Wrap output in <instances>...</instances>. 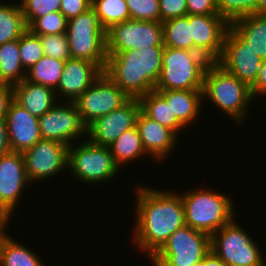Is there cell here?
<instances>
[{"label":"cell","instance_id":"obj_9","mask_svg":"<svg viewBox=\"0 0 266 266\" xmlns=\"http://www.w3.org/2000/svg\"><path fill=\"white\" fill-rule=\"evenodd\" d=\"M211 251V236L187 225L177 229L150 259L152 266H192Z\"/></svg>","mask_w":266,"mask_h":266},{"label":"cell","instance_id":"obj_4","mask_svg":"<svg viewBox=\"0 0 266 266\" xmlns=\"http://www.w3.org/2000/svg\"><path fill=\"white\" fill-rule=\"evenodd\" d=\"M213 190L202 187L181 193L186 225L210 236L236 217L233 199Z\"/></svg>","mask_w":266,"mask_h":266},{"label":"cell","instance_id":"obj_11","mask_svg":"<svg viewBox=\"0 0 266 266\" xmlns=\"http://www.w3.org/2000/svg\"><path fill=\"white\" fill-rule=\"evenodd\" d=\"M106 39L107 53L164 45L163 25L160 21L129 19L117 23L107 30Z\"/></svg>","mask_w":266,"mask_h":266},{"label":"cell","instance_id":"obj_22","mask_svg":"<svg viewBox=\"0 0 266 266\" xmlns=\"http://www.w3.org/2000/svg\"><path fill=\"white\" fill-rule=\"evenodd\" d=\"M229 29L258 57L266 59V12L238 18Z\"/></svg>","mask_w":266,"mask_h":266},{"label":"cell","instance_id":"obj_25","mask_svg":"<svg viewBox=\"0 0 266 266\" xmlns=\"http://www.w3.org/2000/svg\"><path fill=\"white\" fill-rule=\"evenodd\" d=\"M115 163L121 168L131 162L148 157L144 150L137 126L124 131L110 146Z\"/></svg>","mask_w":266,"mask_h":266},{"label":"cell","instance_id":"obj_18","mask_svg":"<svg viewBox=\"0 0 266 266\" xmlns=\"http://www.w3.org/2000/svg\"><path fill=\"white\" fill-rule=\"evenodd\" d=\"M103 72L104 70L96 63L84 59H67L55 90L58 101L65 100L66 102H73L88 89Z\"/></svg>","mask_w":266,"mask_h":266},{"label":"cell","instance_id":"obj_26","mask_svg":"<svg viewBox=\"0 0 266 266\" xmlns=\"http://www.w3.org/2000/svg\"><path fill=\"white\" fill-rule=\"evenodd\" d=\"M26 78L19 56V39L0 45V84L15 85Z\"/></svg>","mask_w":266,"mask_h":266},{"label":"cell","instance_id":"obj_32","mask_svg":"<svg viewBox=\"0 0 266 266\" xmlns=\"http://www.w3.org/2000/svg\"><path fill=\"white\" fill-rule=\"evenodd\" d=\"M219 15L229 24L234 20L256 13L266 12L262 0H217Z\"/></svg>","mask_w":266,"mask_h":266},{"label":"cell","instance_id":"obj_31","mask_svg":"<svg viewBox=\"0 0 266 266\" xmlns=\"http://www.w3.org/2000/svg\"><path fill=\"white\" fill-rule=\"evenodd\" d=\"M91 6L106 31L113 25L130 19L126 0H92Z\"/></svg>","mask_w":266,"mask_h":266},{"label":"cell","instance_id":"obj_41","mask_svg":"<svg viewBox=\"0 0 266 266\" xmlns=\"http://www.w3.org/2000/svg\"><path fill=\"white\" fill-rule=\"evenodd\" d=\"M252 97L266 96V59L262 61L255 82L250 86Z\"/></svg>","mask_w":266,"mask_h":266},{"label":"cell","instance_id":"obj_45","mask_svg":"<svg viewBox=\"0 0 266 266\" xmlns=\"http://www.w3.org/2000/svg\"><path fill=\"white\" fill-rule=\"evenodd\" d=\"M10 222L11 217L0 216V254L4 241L9 237V235H7V231H9L7 228H9Z\"/></svg>","mask_w":266,"mask_h":266},{"label":"cell","instance_id":"obj_21","mask_svg":"<svg viewBox=\"0 0 266 266\" xmlns=\"http://www.w3.org/2000/svg\"><path fill=\"white\" fill-rule=\"evenodd\" d=\"M13 91L14 100L37 118L59 102L53 89L26 79L13 85Z\"/></svg>","mask_w":266,"mask_h":266},{"label":"cell","instance_id":"obj_10","mask_svg":"<svg viewBox=\"0 0 266 266\" xmlns=\"http://www.w3.org/2000/svg\"><path fill=\"white\" fill-rule=\"evenodd\" d=\"M130 98L108 76L103 74L73 102L88 127L96 119L120 108Z\"/></svg>","mask_w":266,"mask_h":266},{"label":"cell","instance_id":"obj_15","mask_svg":"<svg viewBox=\"0 0 266 266\" xmlns=\"http://www.w3.org/2000/svg\"><path fill=\"white\" fill-rule=\"evenodd\" d=\"M141 105L130 98L120 108L96 119L87 127V139L99 146H110L124 131L136 126Z\"/></svg>","mask_w":266,"mask_h":266},{"label":"cell","instance_id":"obj_35","mask_svg":"<svg viewBox=\"0 0 266 266\" xmlns=\"http://www.w3.org/2000/svg\"><path fill=\"white\" fill-rule=\"evenodd\" d=\"M19 4L29 27L38 17L60 11L61 0H19Z\"/></svg>","mask_w":266,"mask_h":266},{"label":"cell","instance_id":"obj_24","mask_svg":"<svg viewBox=\"0 0 266 266\" xmlns=\"http://www.w3.org/2000/svg\"><path fill=\"white\" fill-rule=\"evenodd\" d=\"M141 111L150 119L173 130L178 136L186 127L173 114L171 106L157 92L151 91L139 98Z\"/></svg>","mask_w":266,"mask_h":266},{"label":"cell","instance_id":"obj_5","mask_svg":"<svg viewBox=\"0 0 266 266\" xmlns=\"http://www.w3.org/2000/svg\"><path fill=\"white\" fill-rule=\"evenodd\" d=\"M208 60L198 51L165 47L155 90H203Z\"/></svg>","mask_w":266,"mask_h":266},{"label":"cell","instance_id":"obj_23","mask_svg":"<svg viewBox=\"0 0 266 266\" xmlns=\"http://www.w3.org/2000/svg\"><path fill=\"white\" fill-rule=\"evenodd\" d=\"M171 106L173 114L188 129L193 122H197L203 105L202 90H155ZM202 108V109H201Z\"/></svg>","mask_w":266,"mask_h":266},{"label":"cell","instance_id":"obj_7","mask_svg":"<svg viewBox=\"0 0 266 266\" xmlns=\"http://www.w3.org/2000/svg\"><path fill=\"white\" fill-rule=\"evenodd\" d=\"M66 34L71 58L84 59L105 69L108 57L107 31L92 6L86 12L68 20Z\"/></svg>","mask_w":266,"mask_h":266},{"label":"cell","instance_id":"obj_42","mask_svg":"<svg viewBox=\"0 0 266 266\" xmlns=\"http://www.w3.org/2000/svg\"><path fill=\"white\" fill-rule=\"evenodd\" d=\"M13 100V86L9 84H0V118H6L9 106Z\"/></svg>","mask_w":266,"mask_h":266},{"label":"cell","instance_id":"obj_14","mask_svg":"<svg viewBox=\"0 0 266 266\" xmlns=\"http://www.w3.org/2000/svg\"><path fill=\"white\" fill-rule=\"evenodd\" d=\"M32 185L21 152L9 151L0 158V216L13 218L24 190Z\"/></svg>","mask_w":266,"mask_h":266},{"label":"cell","instance_id":"obj_3","mask_svg":"<svg viewBox=\"0 0 266 266\" xmlns=\"http://www.w3.org/2000/svg\"><path fill=\"white\" fill-rule=\"evenodd\" d=\"M203 100L231 117L235 124H244L254 103L250 87L224 69L216 61L210 62L205 70ZM209 100V101H208ZM243 122V123H242Z\"/></svg>","mask_w":266,"mask_h":266},{"label":"cell","instance_id":"obj_2","mask_svg":"<svg viewBox=\"0 0 266 266\" xmlns=\"http://www.w3.org/2000/svg\"><path fill=\"white\" fill-rule=\"evenodd\" d=\"M164 45L148 46L138 50L107 53L104 73L129 98H140L154 91L162 70Z\"/></svg>","mask_w":266,"mask_h":266},{"label":"cell","instance_id":"obj_28","mask_svg":"<svg viewBox=\"0 0 266 266\" xmlns=\"http://www.w3.org/2000/svg\"><path fill=\"white\" fill-rule=\"evenodd\" d=\"M29 246L22 245L9 236L3 243L0 254V266H46L44 260Z\"/></svg>","mask_w":266,"mask_h":266},{"label":"cell","instance_id":"obj_19","mask_svg":"<svg viewBox=\"0 0 266 266\" xmlns=\"http://www.w3.org/2000/svg\"><path fill=\"white\" fill-rule=\"evenodd\" d=\"M6 122L11 151L23 153L42 140L38 118L15 100L9 106Z\"/></svg>","mask_w":266,"mask_h":266},{"label":"cell","instance_id":"obj_38","mask_svg":"<svg viewBox=\"0 0 266 266\" xmlns=\"http://www.w3.org/2000/svg\"><path fill=\"white\" fill-rule=\"evenodd\" d=\"M160 22L188 14L186 0H159Z\"/></svg>","mask_w":266,"mask_h":266},{"label":"cell","instance_id":"obj_17","mask_svg":"<svg viewBox=\"0 0 266 266\" xmlns=\"http://www.w3.org/2000/svg\"><path fill=\"white\" fill-rule=\"evenodd\" d=\"M193 51L203 54L211 62L222 53L229 23L220 15H190Z\"/></svg>","mask_w":266,"mask_h":266},{"label":"cell","instance_id":"obj_43","mask_svg":"<svg viewBox=\"0 0 266 266\" xmlns=\"http://www.w3.org/2000/svg\"><path fill=\"white\" fill-rule=\"evenodd\" d=\"M10 150L6 118H0V158Z\"/></svg>","mask_w":266,"mask_h":266},{"label":"cell","instance_id":"obj_30","mask_svg":"<svg viewBox=\"0 0 266 266\" xmlns=\"http://www.w3.org/2000/svg\"><path fill=\"white\" fill-rule=\"evenodd\" d=\"M65 61L43 56L26 71V80L56 90L63 72Z\"/></svg>","mask_w":266,"mask_h":266},{"label":"cell","instance_id":"obj_33","mask_svg":"<svg viewBox=\"0 0 266 266\" xmlns=\"http://www.w3.org/2000/svg\"><path fill=\"white\" fill-rule=\"evenodd\" d=\"M19 56L25 71L44 56L39 36L33 34L29 29L19 38Z\"/></svg>","mask_w":266,"mask_h":266},{"label":"cell","instance_id":"obj_6","mask_svg":"<svg viewBox=\"0 0 266 266\" xmlns=\"http://www.w3.org/2000/svg\"><path fill=\"white\" fill-rule=\"evenodd\" d=\"M120 171L108 146L93 144L86 138L68 148V173L84 185L112 182Z\"/></svg>","mask_w":266,"mask_h":266},{"label":"cell","instance_id":"obj_36","mask_svg":"<svg viewBox=\"0 0 266 266\" xmlns=\"http://www.w3.org/2000/svg\"><path fill=\"white\" fill-rule=\"evenodd\" d=\"M38 36L41 40L45 56L63 61L71 58L69 41L66 33Z\"/></svg>","mask_w":266,"mask_h":266},{"label":"cell","instance_id":"obj_20","mask_svg":"<svg viewBox=\"0 0 266 266\" xmlns=\"http://www.w3.org/2000/svg\"><path fill=\"white\" fill-rule=\"evenodd\" d=\"M136 126L140 133L142 146L154 162L161 163L164 159L166 160L180 141L179 136L173 130L150 119L142 111L138 114Z\"/></svg>","mask_w":266,"mask_h":266},{"label":"cell","instance_id":"obj_37","mask_svg":"<svg viewBox=\"0 0 266 266\" xmlns=\"http://www.w3.org/2000/svg\"><path fill=\"white\" fill-rule=\"evenodd\" d=\"M130 19L160 21L159 0H126Z\"/></svg>","mask_w":266,"mask_h":266},{"label":"cell","instance_id":"obj_8","mask_svg":"<svg viewBox=\"0 0 266 266\" xmlns=\"http://www.w3.org/2000/svg\"><path fill=\"white\" fill-rule=\"evenodd\" d=\"M236 220L211 236V251L227 266H266L260 246Z\"/></svg>","mask_w":266,"mask_h":266},{"label":"cell","instance_id":"obj_44","mask_svg":"<svg viewBox=\"0 0 266 266\" xmlns=\"http://www.w3.org/2000/svg\"><path fill=\"white\" fill-rule=\"evenodd\" d=\"M192 266H227L214 252L210 251L201 261Z\"/></svg>","mask_w":266,"mask_h":266},{"label":"cell","instance_id":"obj_34","mask_svg":"<svg viewBox=\"0 0 266 266\" xmlns=\"http://www.w3.org/2000/svg\"><path fill=\"white\" fill-rule=\"evenodd\" d=\"M68 20L60 11L38 17L28 29L35 35L66 33Z\"/></svg>","mask_w":266,"mask_h":266},{"label":"cell","instance_id":"obj_12","mask_svg":"<svg viewBox=\"0 0 266 266\" xmlns=\"http://www.w3.org/2000/svg\"><path fill=\"white\" fill-rule=\"evenodd\" d=\"M61 102V103H60ZM42 140H54L71 146L87 136V126L74 102L59 101L38 118Z\"/></svg>","mask_w":266,"mask_h":266},{"label":"cell","instance_id":"obj_39","mask_svg":"<svg viewBox=\"0 0 266 266\" xmlns=\"http://www.w3.org/2000/svg\"><path fill=\"white\" fill-rule=\"evenodd\" d=\"M92 0H61L60 12L67 20L90 9Z\"/></svg>","mask_w":266,"mask_h":266},{"label":"cell","instance_id":"obj_27","mask_svg":"<svg viewBox=\"0 0 266 266\" xmlns=\"http://www.w3.org/2000/svg\"><path fill=\"white\" fill-rule=\"evenodd\" d=\"M0 1V45L19 39L28 29L20 4Z\"/></svg>","mask_w":266,"mask_h":266},{"label":"cell","instance_id":"obj_40","mask_svg":"<svg viewBox=\"0 0 266 266\" xmlns=\"http://www.w3.org/2000/svg\"><path fill=\"white\" fill-rule=\"evenodd\" d=\"M190 15H219L217 0H186Z\"/></svg>","mask_w":266,"mask_h":266},{"label":"cell","instance_id":"obj_13","mask_svg":"<svg viewBox=\"0 0 266 266\" xmlns=\"http://www.w3.org/2000/svg\"><path fill=\"white\" fill-rule=\"evenodd\" d=\"M69 146L54 140H40L24 151L25 171L30 183L48 181L64 172H68Z\"/></svg>","mask_w":266,"mask_h":266},{"label":"cell","instance_id":"obj_29","mask_svg":"<svg viewBox=\"0 0 266 266\" xmlns=\"http://www.w3.org/2000/svg\"><path fill=\"white\" fill-rule=\"evenodd\" d=\"M163 43L165 47L193 51L190 14L162 22Z\"/></svg>","mask_w":266,"mask_h":266},{"label":"cell","instance_id":"obj_1","mask_svg":"<svg viewBox=\"0 0 266 266\" xmlns=\"http://www.w3.org/2000/svg\"><path fill=\"white\" fill-rule=\"evenodd\" d=\"M136 187L132 243L150 260L177 229L186 225L184 205L176 191L141 184Z\"/></svg>","mask_w":266,"mask_h":266},{"label":"cell","instance_id":"obj_16","mask_svg":"<svg viewBox=\"0 0 266 266\" xmlns=\"http://www.w3.org/2000/svg\"><path fill=\"white\" fill-rule=\"evenodd\" d=\"M262 61L230 29L227 30L217 63L250 87L257 78Z\"/></svg>","mask_w":266,"mask_h":266}]
</instances>
